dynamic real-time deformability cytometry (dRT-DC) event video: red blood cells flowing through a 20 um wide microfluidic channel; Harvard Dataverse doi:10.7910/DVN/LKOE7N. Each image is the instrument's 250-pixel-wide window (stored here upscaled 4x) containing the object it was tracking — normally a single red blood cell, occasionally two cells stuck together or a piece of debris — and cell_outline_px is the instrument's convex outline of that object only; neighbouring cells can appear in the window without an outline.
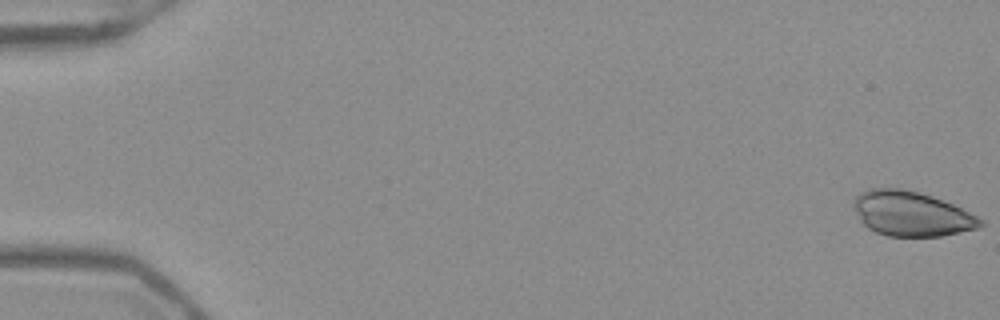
{"species": "Egyptian fruit bat (a non-hibernating species)", "species_latin": "Rousettus aegyptiacus", "temperature_condition": "warm", "stored_images_in_passage": 53, "camera_frame_rate_fps": 3000, "um_per_image_px": 0.085, "frame": {"image": 1, "passage_image": 1, "time_ms": 0.0, "image_size_px": [1000, 320], "cell_outline_px": [[984, 224], [976, 228], [960, 232], [940, 236], [888, 236], [876, 232], [868, 228], [860, 220], [852, 208], [852, 200], [860, 192], [872, 188], [900, 188], [932, 196], [952, 204], [984, 220]], "centroid_in_image_um": [77.42, 18.16], "position_along_channel_um": 7.6, "area_um2": 32.89}}
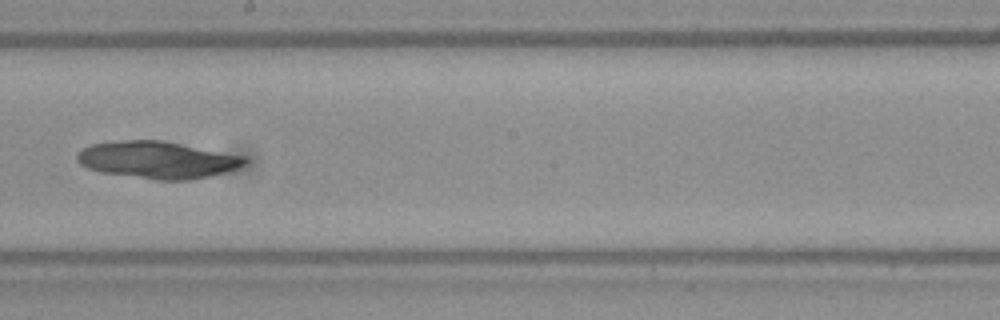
{"frame": {"image": 2, "passage_image": 31, "time_ms": 10.0, "image_size_px": [1000, 320], "cell_outline_px": [[248, 164], [232, 172], [192, 180], [152, 180], [100, 172], [88, 168], [80, 164], [76, 160], [76, 156], [88, 144], [124, 140], [164, 140], [248, 156]], "centroid_in_image_um": [13.49, 13.6], "position_along_channel_um": 234.7, "area_um2": 37.22}}
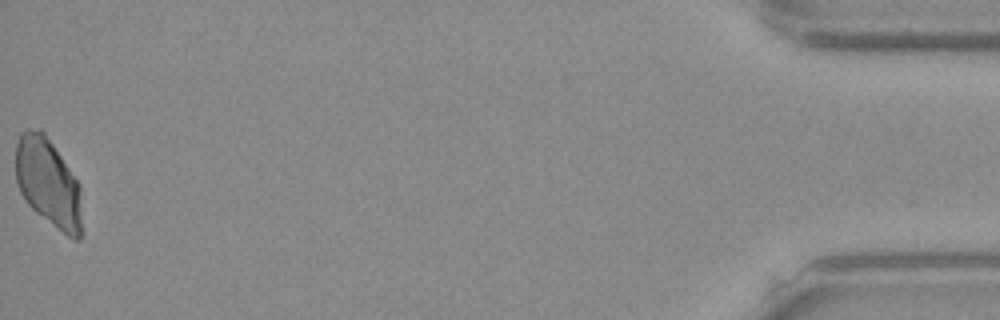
{"frame": {"image": 3, "passage_image": 53, "time_ms": 17.333, "image_size_px": [1000, 320], "cell_outline_px": [[80, 240], [72, 240], [36, 212], [28, 204], [20, 192], [16, 180], [16, 144], [20, 132], [24, 128], [40, 128], [44, 132], [76, 180], [80, 188]], "centroid_in_image_um": [4.06, 15.5], "position_along_channel_um": 431.1, "area_um2": 33.81}}